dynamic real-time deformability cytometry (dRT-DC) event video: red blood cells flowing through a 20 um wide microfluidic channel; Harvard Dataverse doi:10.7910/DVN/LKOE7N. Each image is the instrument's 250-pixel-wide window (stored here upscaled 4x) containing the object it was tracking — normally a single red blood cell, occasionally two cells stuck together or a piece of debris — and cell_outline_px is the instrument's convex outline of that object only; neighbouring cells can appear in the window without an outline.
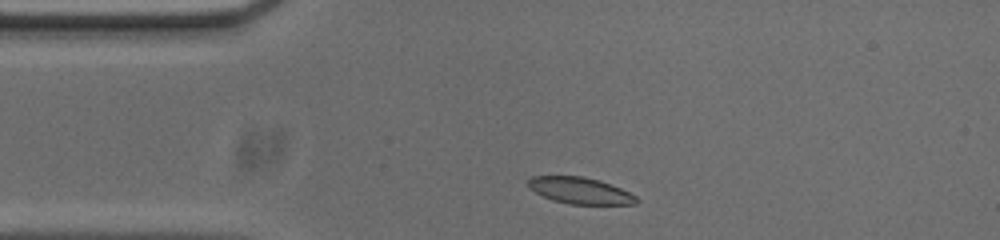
{"species": "common noctule bat (a hibernating species)", "species_latin": "Nyctalus noctula", "temperature_condition": "cold", "stored_images_in_passage": 44, "camera_frame_rate_fps": 3000, "um_per_image_px": 0.085, "animal": {"sex": "male", "body_mass_g": 20.0, "forearm_length_mm": 53.3}, "frame": {"image": 1, "passage_image": 2, "time_ms": 0.333, "image_size_px": [1000, 240], "cell_outline_px": [[640, 200], [636, 204], [568, 204], [552, 200], [528, 188], [528, 180], [532, 176], [584, 176], [600, 180], [620, 188], [636, 196]], "centroid_in_image_um": [49.31, 16.2], "position_along_channel_um": 35.7, "area_um2": 16.7}}
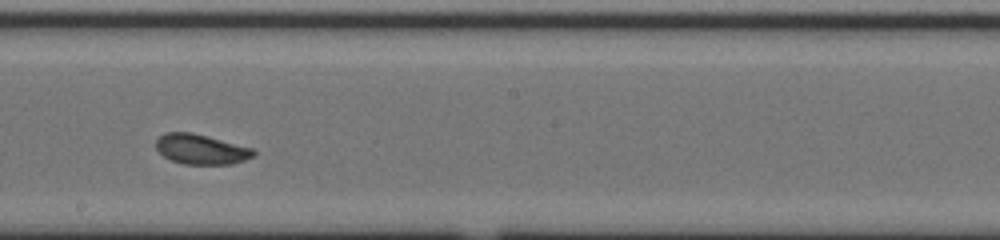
{"frame": {"image": 2, "passage_image": 20, "time_ms": 6.333, "image_size_px": [1000, 240], "cell_outline_px": [[256, 156], [232, 164], [184, 164], [172, 160], [164, 156], [156, 148], [156, 140], [164, 132], [192, 132], [208, 136], [252, 148], [256, 152]], "centroid_in_image_um": [17.1, 12.68], "position_along_channel_um": 231.1, "area_um2": 17.05}}
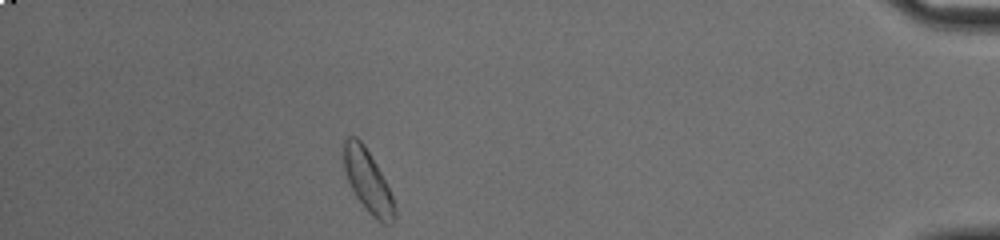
{"frame": {"image": 3, "passage_image": 39, "time_ms": 12.667, "image_size_px": [1000, 240], "cell_outline_px": [[396, 216], [392, 224], [384, 224], [376, 220], [364, 208], [356, 196], [348, 180], [344, 168], [344, 140], [348, 136], [356, 136], [364, 144], [376, 164], [396, 204]], "centroid_in_image_um": [31.28, 15.43], "position_along_channel_um": 403.9, "area_um2": 18.38}, "authors_computed_cell_mechanics": {"area_um2": 17.1088, "velocity_mm_per_s": 3.673, "shape_relaxation_time_tau1_ms": 3.3965, "shape_relaxation_time_tau2_ms": null, "deformation_change_tau1": 0.1324, "deformation_change_tau2": null}}